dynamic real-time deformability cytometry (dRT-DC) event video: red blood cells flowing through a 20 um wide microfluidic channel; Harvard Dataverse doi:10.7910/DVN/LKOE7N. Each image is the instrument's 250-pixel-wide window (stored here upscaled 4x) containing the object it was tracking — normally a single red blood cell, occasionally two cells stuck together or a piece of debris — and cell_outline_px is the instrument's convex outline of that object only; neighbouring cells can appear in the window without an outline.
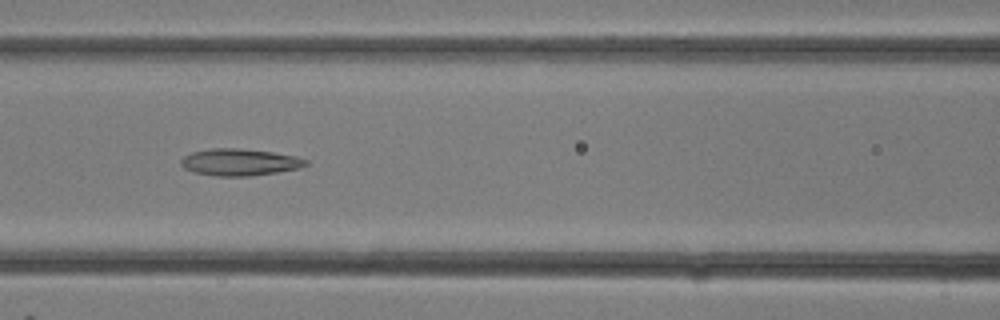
{"species": "common noctule bat (a hibernating species)", "species_latin": "Nyctalus noctula", "temperature_condition": "room temperature", "stored_images_in_passage": 20, "camera_frame_rate_fps": 3000, "um_per_image_px": 0.085, "animal": {"sex": "female"}, "frame": {"image": 1, "passage_image": 13, "time_ms": 4.0, "image_size_px": [1000, 320], "cell_outline_px": [[308, 164], [300, 168], [276, 172], [248, 176], [216, 176], [196, 172], [184, 168], [180, 164], [180, 160], [184, 156], [192, 152], [212, 148], [236, 148], [272, 152], [296, 156], [308, 160]], "centroid_in_image_um": [20.37, 13.78], "position_along_channel_um": 146.2, "area_um2": 19.42}}
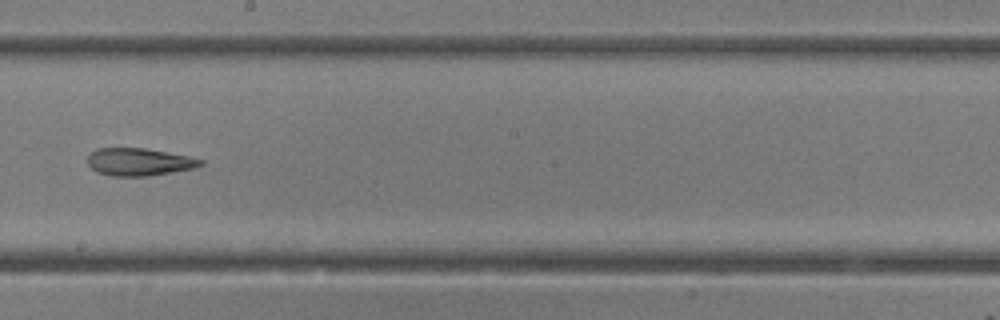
{"frame": {"image": 2, "passage_image": 17, "time_ms": 5.333, "image_size_px": [1000, 320], "cell_outline_px": [[204, 164], [196, 168], [148, 176], [112, 176], [96, 172], [88, 164], [88, 156], [96, 148], [144, 148], [188, 156], [204, 160]], "centroid_in_image_um": [11.83, 13.77], "position_along_channel_um": 236.4, "area_um2": 18.15}}
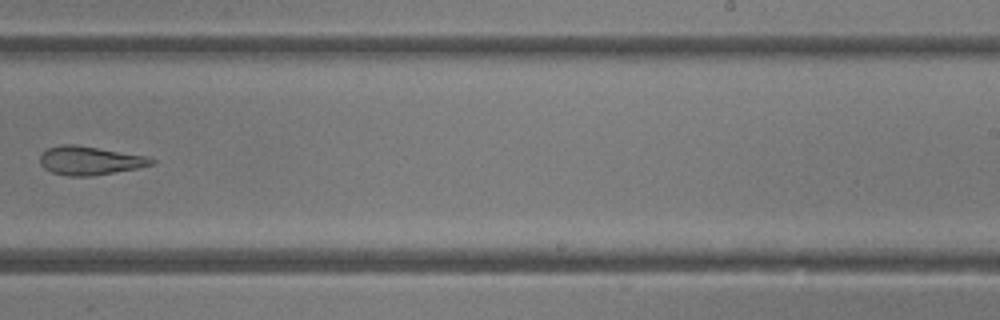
{"frame": {"image": 3, "passage_image": 19, "time_ms": 6.0, "image_size_px": [1000, 320], "cell_outline_px": [[156, 160], [152, 164], [140, 168], [92, 176], [68, 176], [52, 172], [44, 168], [40, 164], [40, 156], [48, 148], [60, 144], [72, 144], [148, 156]], "centroid_in_image_um": [7.65, 13.66], "position_along_channel_um": 281.4, "area_um2": 18.55}}